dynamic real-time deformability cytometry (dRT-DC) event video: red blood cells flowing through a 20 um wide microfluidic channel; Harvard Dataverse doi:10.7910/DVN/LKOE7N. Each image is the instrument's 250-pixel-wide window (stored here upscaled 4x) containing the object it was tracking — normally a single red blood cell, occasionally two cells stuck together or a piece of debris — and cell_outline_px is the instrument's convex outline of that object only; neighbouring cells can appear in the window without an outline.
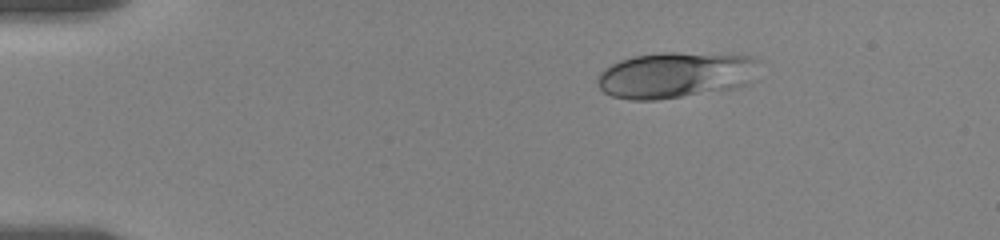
{"species": "human", "species_latin": "Homo sapiens", "temperature_condition": "room temperature", "stored_images_in_passage": 49, "camera_frame_rate_fps": 3000, "um_per_image_px": 0.085, "donor": {"sex": "female"}, "frame": {"image": 1, "passage_image": 1, "time_ms": 0.0, "image_size_px": [1000, 240], "cell_outline_px": [[760, 60], [748, 84], [732, 88], [656, 100], [632, 100], [612, 96], [604, 92], [600, 88], [600, 72], [604, 68], [620, 60], [636, 56], [660, 52], [676, 52], [752, 56]], "centroid_in_image_um": [57.41, 6.37], "position_along_channel_um": 27.6, "area_um2": 42.83}}
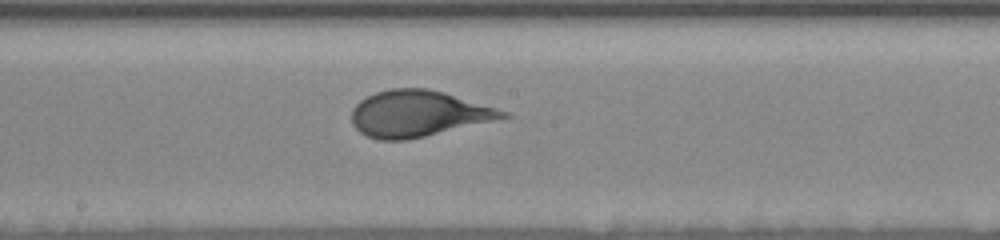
{"frame": {"image": 2, "passage_image": 23, "time_ms": 7.333, "image_size_px": [1000, 240], "cell_outline_px": [[512, 116], [408, 140], [380, 140], [368, 136], [360, 132], [352, 124], [352, 108], [360, 100], [376, 92], [392, 88], [428, 88], [444, 92], [512, 112]], "centroid_in_image_um": [35.57, 9.65], "position_along_channel_um": 212.6, "area_um2": 40.69}}
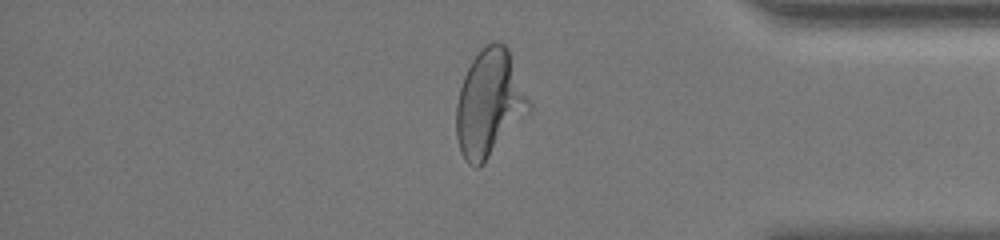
{"frame": {"image": 3, "passage_image": 40, "time_ms": 13.0, "image_size_px": [1000, 240], "cell_outline_px": [[532, 108], [484, 164], [480, 168], [476, 168], [468, 164], [460, 152], [456, 136], [456, 104], [460, 88], [464, 76], [472, 60], [480, 48], [492, 40], [500, 40], [508, 48], [532, 104]], "centroid_in_image_um": [41.59, 8.78], "position_along_channel_um": 393.6, "area_um2": 45.66}, "authors_computed_cell_mechanics": {"area_um2": 41.4426, "velocity_mm_per_s": 3.5065, "shape_relaxation_time_tau1_ms": 4.0018, "shape_relaxation_time_tau2_ms": null, "deformation_change_tau1": 0.1608, "deformation_change_tau2": null}}